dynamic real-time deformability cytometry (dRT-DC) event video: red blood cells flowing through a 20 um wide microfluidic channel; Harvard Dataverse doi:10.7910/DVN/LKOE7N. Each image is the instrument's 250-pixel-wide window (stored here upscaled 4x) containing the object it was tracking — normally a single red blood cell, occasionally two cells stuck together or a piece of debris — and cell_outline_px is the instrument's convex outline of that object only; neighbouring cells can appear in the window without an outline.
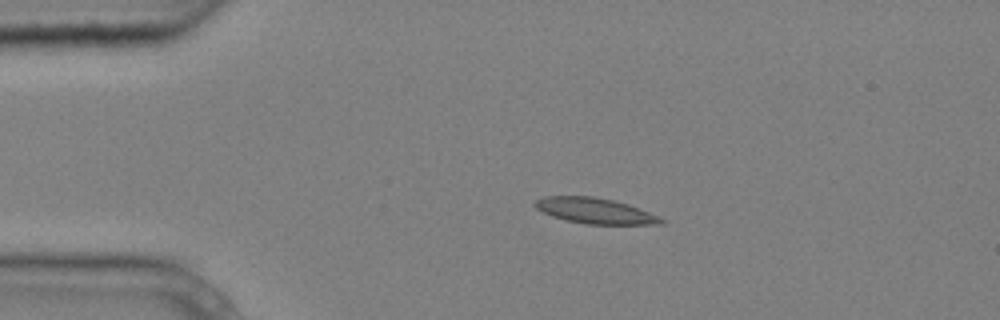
{"species": "common noctule bat (a hibernating species)", "species_latin": "Nyctalus noctula", "temperature_condition": "cold", "stored_images_in_passage": 4, "camera_frame_rate_fps": 3000, "um_per_image_px": 0.085, "animal": {"sex": "male", "body_mass_g": 20.4}, "frame": {"image": 1, "passage_image": 3, "time_ms": 0.667, "image_size_px": [1000, 320], "cell_outline_px": [[668, 220], [664, 224], [588, 224], [568, 220], [552, 216], [536, 208], [532, 204], [536, 200], [544, 196], [592, 196], [612, 200], [628, 204]], "centroid_in_image_um": [50.59, 17.91], "position_along_channel_um": 34.4, "area_um2": 18.67}}